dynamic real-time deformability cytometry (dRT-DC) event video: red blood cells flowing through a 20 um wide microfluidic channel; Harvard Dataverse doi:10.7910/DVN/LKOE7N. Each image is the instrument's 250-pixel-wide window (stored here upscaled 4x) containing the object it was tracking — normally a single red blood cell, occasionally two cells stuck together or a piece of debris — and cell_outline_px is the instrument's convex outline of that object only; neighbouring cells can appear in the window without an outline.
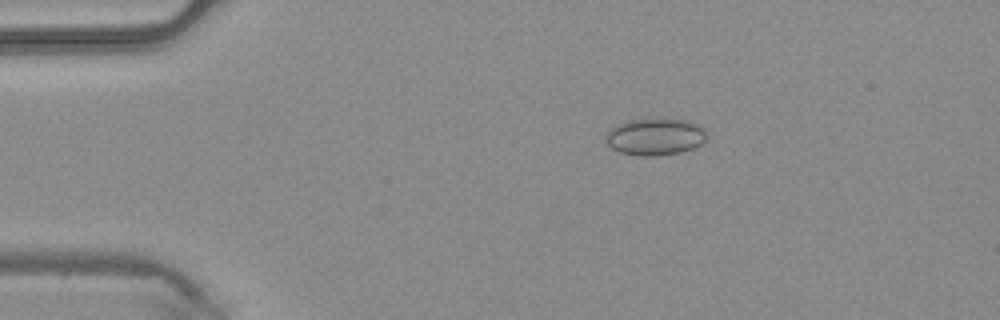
{"species": "common noctule bat (a hibernating species)", "species_latin": "Nyctalus noctula", "temperature_condition": "warm", "stored_images_in_passage": 4, "camera_frame_rate_fps": 3000, "um_per_image_px": 0.085, "animal": {"sex": "male", "body_mass_g": 20.4}, "frame": {"image": 1, "passage_image": 3, "time_ms": 0.667, "image_size_px": [1000, 320], "cell_outline_px": [[704, 140], [700, 144], [692, 148], [680, 152], [656, 156], [640, 156], [620, 152], [612, 148], [604, 140], [604, 136], [608, 128], [616, 124], [628, 120], [660, 116], [688, 120], [700, 124], [704, 128]], "centroid_in_image_um": [55.64, 11.57], "position_along_channel_um": 29.4, "area_um2": 22.48}}